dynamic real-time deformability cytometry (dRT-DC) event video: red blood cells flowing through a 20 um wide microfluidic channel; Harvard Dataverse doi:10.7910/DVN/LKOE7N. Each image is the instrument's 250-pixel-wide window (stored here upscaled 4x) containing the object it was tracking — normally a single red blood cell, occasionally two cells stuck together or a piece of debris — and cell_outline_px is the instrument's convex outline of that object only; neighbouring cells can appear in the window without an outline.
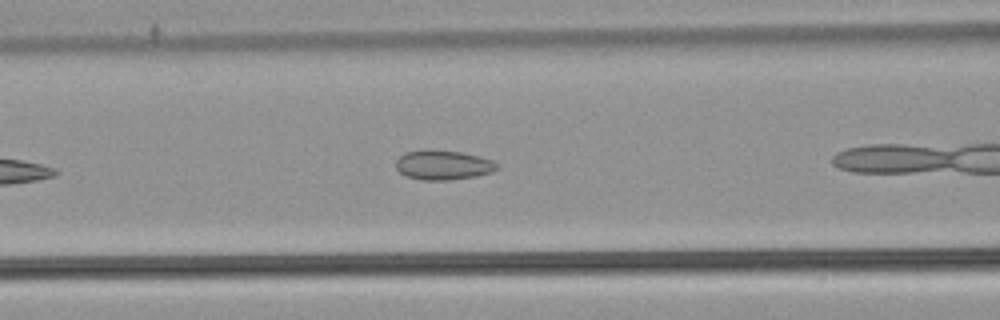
{"species": "common noctule bat (a hibernating species)", "species_latin": "Nyctalus noctula", "temperature_condition": "warm", "stored_images_in_passage": 23, "camera_frame_rate_fps": 3000, "um_per_image_px": 0.085, "animal": {"sex": "male", "body_mass_g": 21.5, "forearm_length_mm": 52.0}, "frame": {"image": 1, "passage_image": 7, "time_ms": 2.0, "image_size_px": [1000, 320], "cell_outline_px": [[500, 168], [492, 172], [476, 176], [448, 180], [424, 180], [404, 176], [396, 168], [396, 160], [404, 152], [460, 152], [492, 160], [500, 164]], "centroid_in_image_um": [37.7, 14.07], "position_along_channel_um": 128.9, "area_um2": 16.88}}
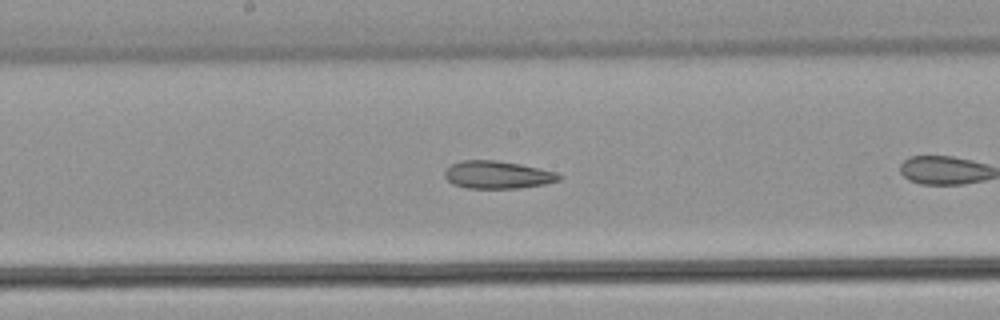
{"frame": {"image": 2, "passage_image": 10, "time_ms": 3.0, "image_size_px": [1000, 320], "cell_outline_px": [[564, 176], [560, 180], [544, 184], [516, 188], [468, 188], [452, 184], [444, 176], [444, 172], [452, 164], [464, 160], [496, 160], [520, 164], [556, 172]], "centroid_in_image_um": [42.3, 14.86], "position_along_channel_um": 205.9, "area_um2": 18.32}}